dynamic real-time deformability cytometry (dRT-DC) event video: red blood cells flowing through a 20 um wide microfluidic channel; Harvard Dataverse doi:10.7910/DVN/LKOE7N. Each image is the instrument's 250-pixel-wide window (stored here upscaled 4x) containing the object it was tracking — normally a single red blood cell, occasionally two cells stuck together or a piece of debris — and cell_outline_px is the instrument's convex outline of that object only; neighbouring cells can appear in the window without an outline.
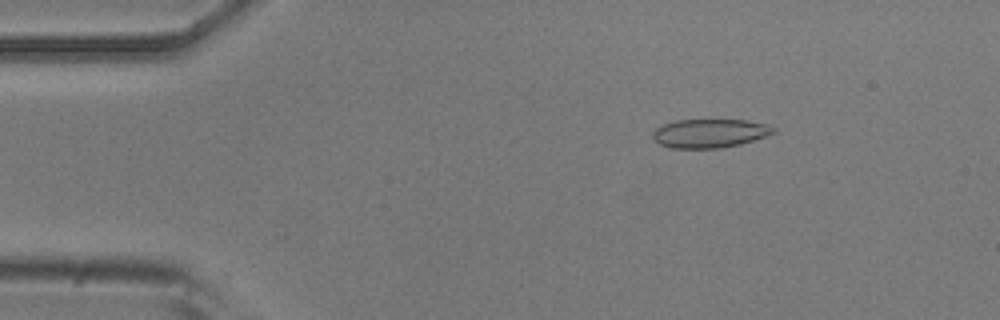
{"species": "common noctule bat (a hibernating species)", "species_latin": "Nyctalus noctula", "temperature_condition": "room temperature", "stored_images_in_passage": 49, "camera_frame_rate_fps": 3000, "um_per_image_px": 0.085, "animal": {"sex": "male", "body_mass_g": 20.5, "forearm_length_mm": 52.5}, "frame": {"image": 1, "passage_image": 4, "time_ms": 1.0, "image_size_px": [1000, 320], "cell_outline_px": [[776, 132], [768, 136], [740, 144], [720, 148], [672, 148], [660, 144], [652, 136], [652, 132], [656, 128], [664, 124], [676, 120], [748, 120], [768, 124], [776, 128]], "centroid_in_image_um": [60.38, 11.32], "position_along_channel_um": 24.6, "area_um2": 20.29}}
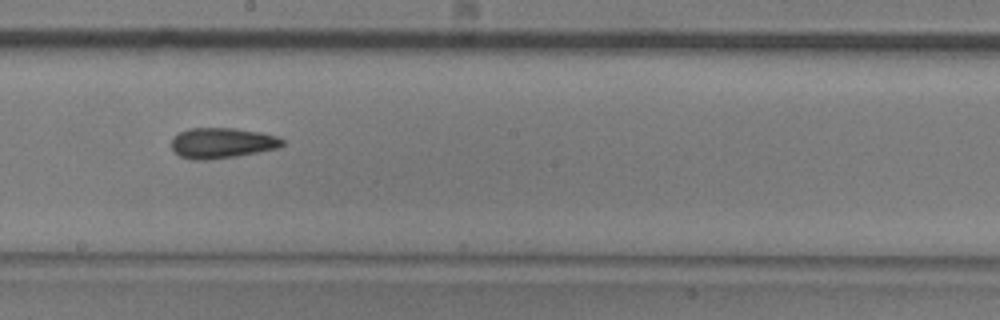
{"frame": {"image": 2, "passage_image": 25, "time_ms": 8.0, "image_size_px": [1000, 320], "cell_outline_px": [[284, 144], [276, 148], [236, 156], [208, 160], [192, 160], [180, 156], [172, 148], [172, 136], [188, 128], [236, 128], [260, 132], [276, 136], [284, 140]], "centroid_in_image_um": [18.84, 12.15], "position_along_channel_um": 229.4, "area_um2": 19.65}}
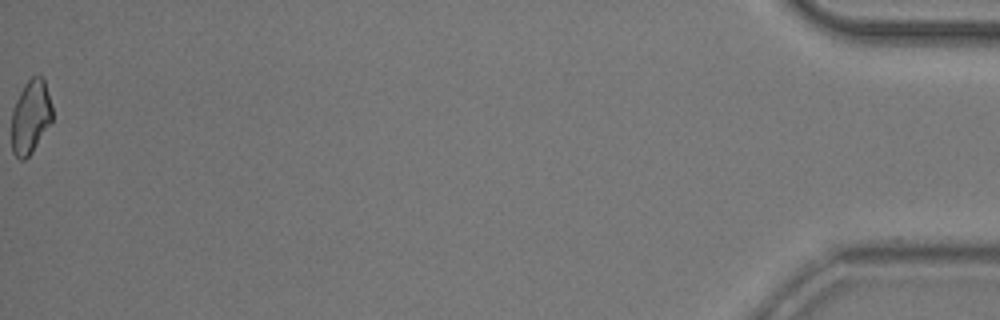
{"frame": {"image": 3, "passage_image": 49, "time_ms": 16.0, "image_size_px": [1000, 320], "cell_outline_px": [[52, 120], [32, 152], [24, 160], [20, 160], [12, 152], [12, 112], [16, 100], [24, 84], [32, 76], [44, 76], [52, 104]], "centroid_in_image_um": [2.61, 9.9], "position_along_channel_um": 432.6, "area_um2": 17.51}, "authors_computed_cell_mechanics": {"area_um2": 19.074, "velocity_mm_per_s": 3.8283, "shape_relaxation_time_tau1_ms": null, "shape_relaxation_time_tau2_ms": 5.1669, "deformation_change_tau1": null, "deformation_change_tau2": 0.1304}}